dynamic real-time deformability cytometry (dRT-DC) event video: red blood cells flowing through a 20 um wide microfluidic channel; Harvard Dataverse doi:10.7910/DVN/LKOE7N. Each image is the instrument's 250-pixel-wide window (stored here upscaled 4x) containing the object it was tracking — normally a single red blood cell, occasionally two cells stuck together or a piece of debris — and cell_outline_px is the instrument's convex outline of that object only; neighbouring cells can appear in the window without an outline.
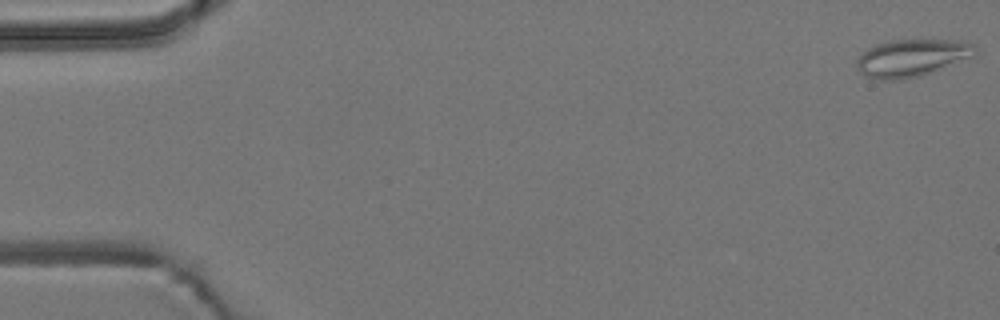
{"species": "common noctule bat (a hibernating species)", "species_latin": "Nyctalus noctula", "temperature_condition": "room temperature", "stored_images_in_passage": 42, "camera_frame_rate_fps": 3000, "um_per_image_px": 0.085, "animal": {"sex": "male", "body_mass_g": 19.2, "forearm_length_mm": 51.8}, "frame": {"image": 1, "passage_image": 1, "time_ms": 0.0, "image_size_px": [1000, 320], "cell_outline_px": [[976, 52], [972, 56], [920, 76], [900, 80], [880, 80], [864, 76], [856, 68], [856, 60], [868, 48], [876, 44], [892, 40], [956, 40], [972, 44], [976, 48]], "centroid_in_image_um": [77.43, 4.93], "position_along_channel_um": 7.6, "area_um2": 25.49}}
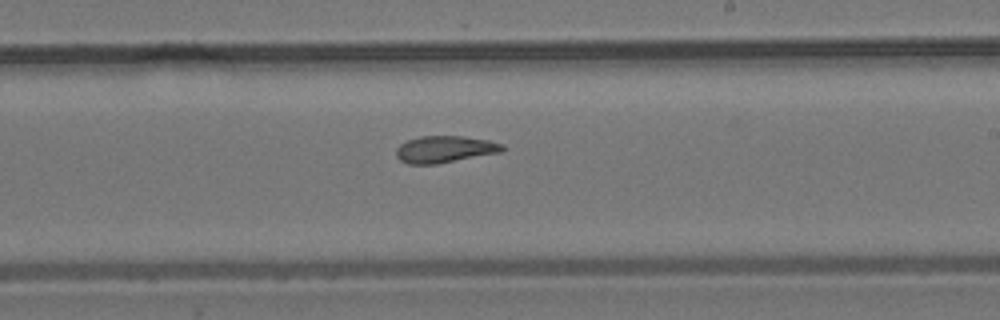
{"frame": {"image": 2, "passage_image": 32, "time_ms": 10.333, "image_size_px": [1000, 320], "cell_outline_px": [[504, 152], [436, 164], [408, 164], [400, 160], [396, 156], [396, 148], [400, 144], [408, 140], [420, 136], [464, 136], [488, 140], [504, 144]], "centroid_in_image_um": [37.83, 12.69], "position_along_channel_um": 251.2, "area_um2": 16.76}}
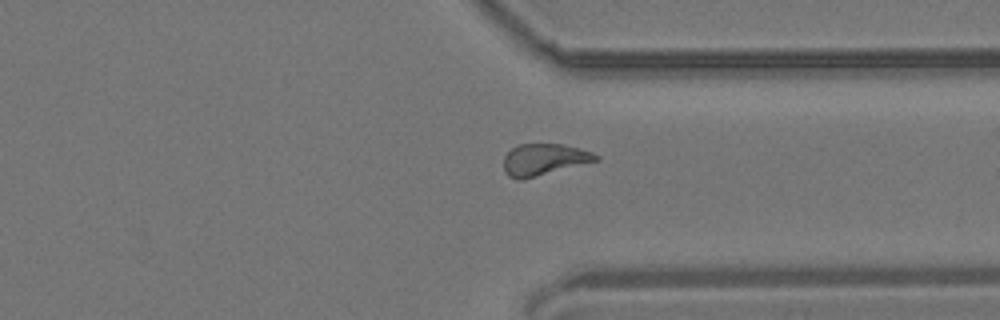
{"frame": {"image": 3, "passage_image": 41, "time_ms": 13.333, "image_size_px": [1000, 320], "cell_outline_px": [[600, 160], [520, 180], [516, 180], [508, 176], [504, 172], [504, 156], [516, 144], [560, 144], [592, 152], [600, 156]], "centroid_in_image_um": [46.21, 13.56], "position_along_channel_um": 365.2, "area_um2": 16.88}}